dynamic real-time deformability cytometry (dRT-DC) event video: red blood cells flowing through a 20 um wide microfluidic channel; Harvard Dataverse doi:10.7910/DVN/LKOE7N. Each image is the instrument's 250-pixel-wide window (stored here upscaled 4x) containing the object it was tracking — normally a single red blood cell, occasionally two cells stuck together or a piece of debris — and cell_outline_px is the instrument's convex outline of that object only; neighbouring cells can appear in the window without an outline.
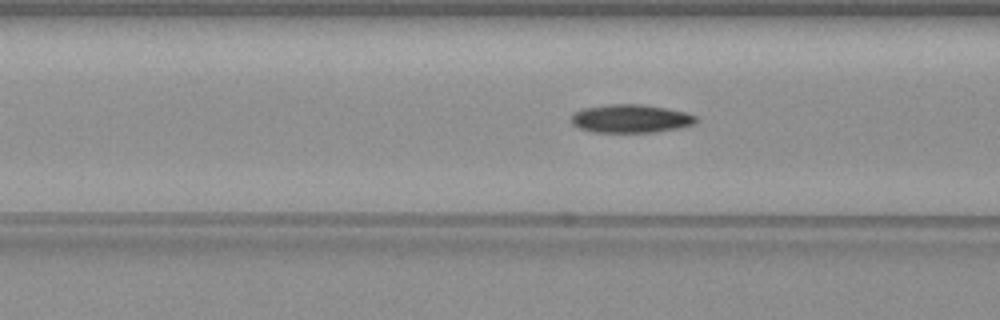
{"species": "common noctule bat (a hibernating species)", "species_latin": "Nyctalus noctula", "temperature_condition": "warm", "stored_images_in_passage": 35, "camera_frame_rate_fps": 3000, "um_per_image_px": 0.085, "animal": {"sex": "female", "body_mass_g": 19.3, "forearm_length_mm": 54.1}, "frame": {"image": 1, "passage_image": 6, "time_ms": 1.667, "image_size_px": [1000, 320], "cell_outline_px": [[700, 120], [692, 124], [680, 128], [656, 132], [592, 132], [580, 128], [572, 124], [572, 112], [584, 108], [608, 104], [644, 104], [684, 112], [696, 116]], "centroid_in_image_um": [53.61, 10.08], "position_along_channel_um": 113.0, "area_um2": 20.63}, "authors_computed_cell_mechanics": {"area_um2": 20.23, "velocity_mm_per_s": 3.5449, "shape_relaxation_time_tau1_ms": 4.1079, "shape_relaxation_time_tau2_ms": null, "deformation_change_tau1": 0.1481, "deformation_change_tau2": null}}